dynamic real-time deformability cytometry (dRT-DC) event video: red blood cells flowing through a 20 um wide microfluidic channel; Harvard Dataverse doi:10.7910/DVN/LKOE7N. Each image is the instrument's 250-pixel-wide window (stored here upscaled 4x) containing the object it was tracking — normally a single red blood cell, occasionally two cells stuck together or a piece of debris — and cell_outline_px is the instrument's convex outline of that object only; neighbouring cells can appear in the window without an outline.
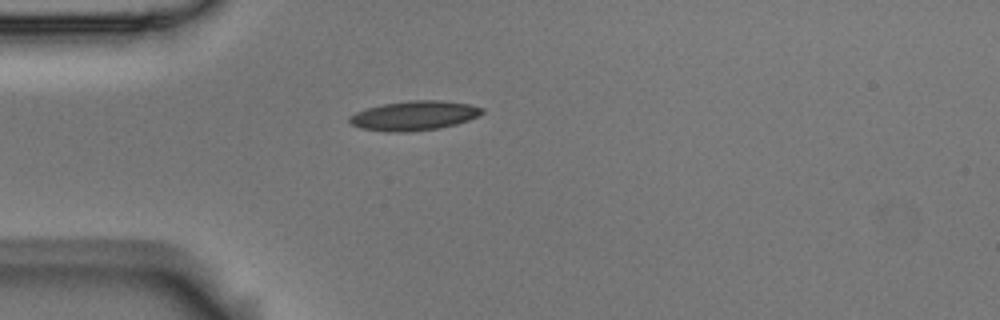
{"species": "Egyptian fruit bat (a non-hibernating species)", "species_latin": "Rousettus aegyptiacus", "temperature_condition": "room temperature", "stored_images_in_passage": 6, "camera_frame_rate_fps": 3000, "um_per_image_px": 0.085, "animal": {"sex": "male"}, "frame": {"image": 1, "passage_image": 6, "time_ms": 1.667, "image_size_px": [1000, 320], "cell_outline_px": [[484, 112], [480, 116], [456, 124], [440, 128], [408, 132], [384, 132], [360, 128], [352, 124], [348, 120], [348, 116], [356, 112], [368, 108], [384, 104], [412, 100], [440, 100], [468, 104], [484, 108]], "centroid_in_image_um": [35.21, 9.84], "position_along_channel_um": 49.8, "area_um2": 22.83}}